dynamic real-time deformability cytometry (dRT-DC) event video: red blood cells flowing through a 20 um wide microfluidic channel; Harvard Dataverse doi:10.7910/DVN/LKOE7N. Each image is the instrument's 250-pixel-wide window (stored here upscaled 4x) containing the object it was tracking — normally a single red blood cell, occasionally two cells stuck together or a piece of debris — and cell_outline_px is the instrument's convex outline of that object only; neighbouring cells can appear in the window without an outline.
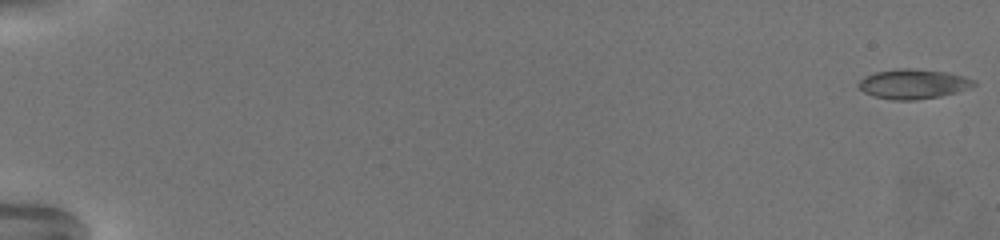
{"species": "common noctule bat (a hibernating species)", "species_latin": "Nyctalus noctula", "temperature_condition": "warm", "stored_images_in_passage": 67, "camera_frame_rate_fps": 3000, "um_per_image_px": 0.085, "animal": {"sex": "female", "body_mass_g": 19.5, "forearm_length_mm": 54.1}, "frame": {"image": 1, "passage_image": 1, "time_ms": 0.0, "image_size_px": [1000, 240], "cell_outline_px": [[976, 84], [968, 88], [956, 92], [940, 96], [912, 100], [892, 100], [872, 96], [864, 92], [856, 84], [864, 76], [876, 72], [896, 68], [912, 68], [948, 72], [964, 76], [976, 80]], "centroid_in_image_um": [77.6, 7.13], "position_along_channel_um": 7.4, "area_um2": 20.06}}
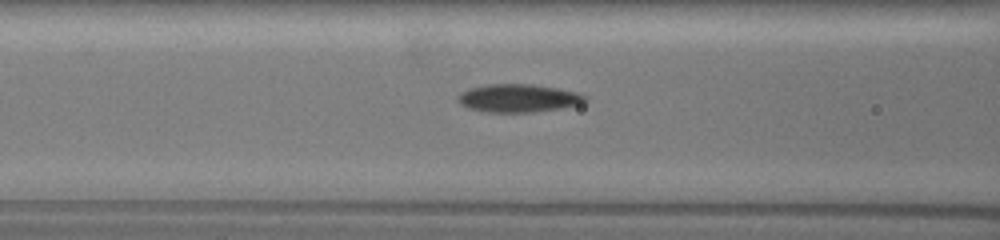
{"frame": {"image": 2, "passage_image": 31, "time_ms": 10.0, "image_size_px": [1000, 240], "cell_outline_px": [[588, 100], [580, 104], [560, 108], [532, 112], [488, 112], [468, 108], [460, 104], [456, 100], [460, 92], [468, 88], [488, 84], [532, 84], [556, 88], [576, 92], [588, 96]], "centroid_in_image_um": [44.04, 8.34], "position_along_channel_um": 122.6, "area_um2": 20.87}}
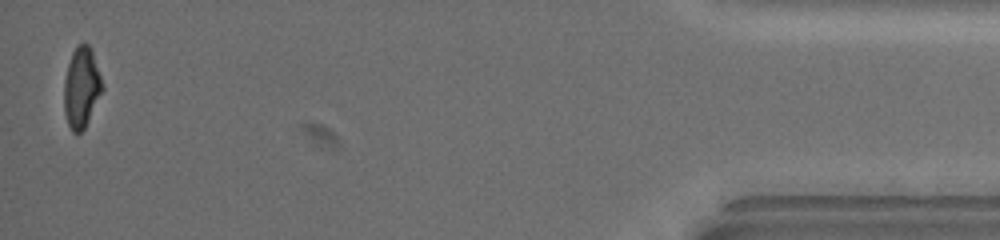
{"frame": {"image": 3, "passage_image": 66, "time_ms": 21.667, "image_size_px": [1000, 240], "cell_outline_px": [[104, 88], [84, 128], [76, 136], [72, 132], [68, 124], [64, 112], [64, 80], [68, 64], [72, 52], [76, 44], [88, 44], [92, 48], [104, 84]], "centroid_in_image_um": [6.93, 7.42], "position_along_channel_um": 428.3, "area_um2": 18.21}, "authors_computed_cell_mechanics": {"area_um2": 19.652, "velocity_mm_per_s": 3.2741, "shape_relaxation_time_tau1_ms": null, "shape_relaxation_time_tau2_ms": 2.3872, "deformation_change_tau1": null, "deformation_change_tau2": 0.0876}}